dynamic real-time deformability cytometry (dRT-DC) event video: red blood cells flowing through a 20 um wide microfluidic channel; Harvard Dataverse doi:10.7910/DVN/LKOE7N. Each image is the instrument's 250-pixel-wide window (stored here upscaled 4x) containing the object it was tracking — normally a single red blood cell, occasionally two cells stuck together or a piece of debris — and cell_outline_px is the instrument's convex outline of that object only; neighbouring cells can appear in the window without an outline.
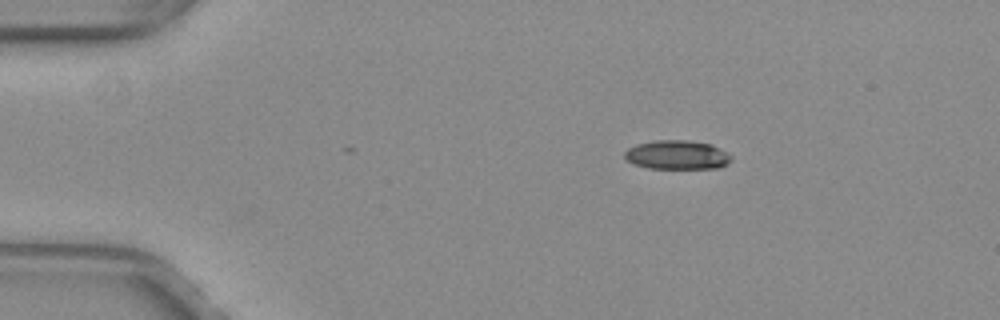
{"species": "common noctule bat (a hibernating species)", "species_latin": "Nyctalus noctula", "temperature_condition": "warm", "stored_images_in_passage": 36, "camera_frame_rate_fps": 3000, "um_per_image_px": 0.085, "animal": {"sex": "female", "body_mass_g": 29.2, "forearm_length_mm": 56.3}, "frame": {"image": 1, "passage_image": 1, "time_ms": 0.0, "image_size_px": [1000, 320], "cell_outline_px": [[732, 160], [728, 164], [720, 168], [648, 168], [632, 164], [624, 156], [624, 152], [628, 148], [636, 144], [656, 140], [684, 140], [712, 144], [732, 156]], "centroid_in_image_um": [57.55, 13.17], "position_along_channel_um": 27.4, "area_um2": 18.09}}
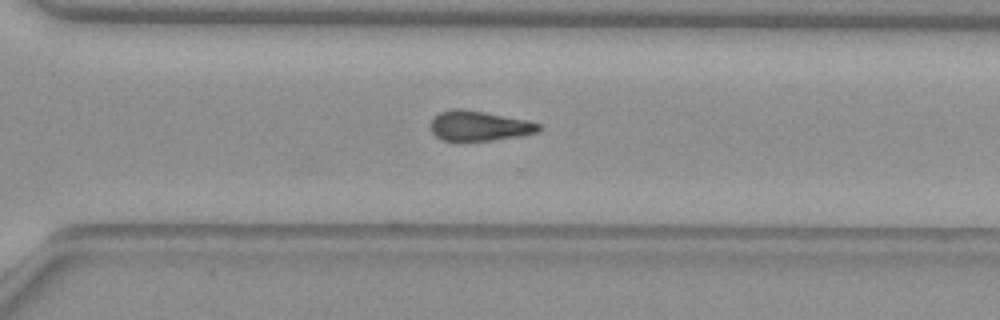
{"frame": {"image": 2, "passage_image": 29, "time_ms": 9.333, "image_size_px": [1000, 320], "cell_outline_px": [[540, 132], [520, 136], [492, 140], [440, 140], [432, 132], [432, 120], [440, 112], [452, 108], [464, 108], [528, 120], [540, 124]], "centroid_in_image_um": [40.76, 10.68], "position_along_channel_um": 329.8, "area_um2": 18.84}}
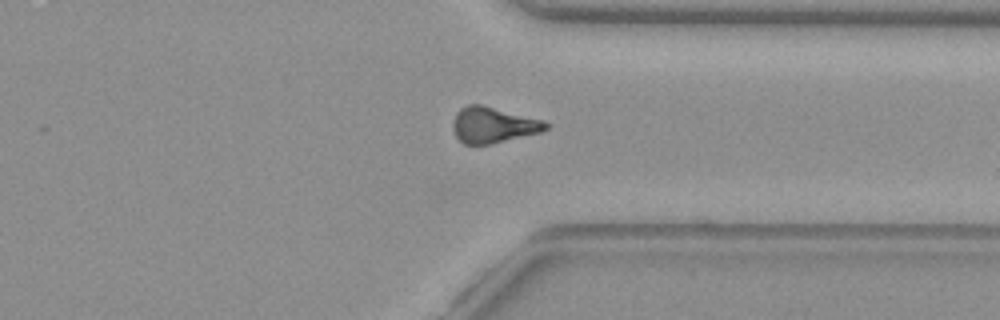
{"frame": {"image": 3, "passage_image": 32, "time_ms": 10.333, "image_size_px": [1000, 320], "cell_outline_px": [[548, 128], [540, 132], [488, 144], [464, 144], [456, 136], [452, 128], [452, 124], [456, 112], [460, 108], [468, 104], [480, 104], [544, 120], [548, 124]], "centroid_in_image_um": [41.89, 10.61], "position_along_channel_um": 369.5, "area_um2": 19.19}, "authors_computed_cell_mechanics": {"area_um2": 19.5075, "velocity_mm_per_s": 4.0128, "shape_relaxation_time_tau1_ms": 11.3358, "shape_relaxation_time_tau2_ms": null, "deformation_change_tau1": 0.2569, "deformation_change_tau2": null}}